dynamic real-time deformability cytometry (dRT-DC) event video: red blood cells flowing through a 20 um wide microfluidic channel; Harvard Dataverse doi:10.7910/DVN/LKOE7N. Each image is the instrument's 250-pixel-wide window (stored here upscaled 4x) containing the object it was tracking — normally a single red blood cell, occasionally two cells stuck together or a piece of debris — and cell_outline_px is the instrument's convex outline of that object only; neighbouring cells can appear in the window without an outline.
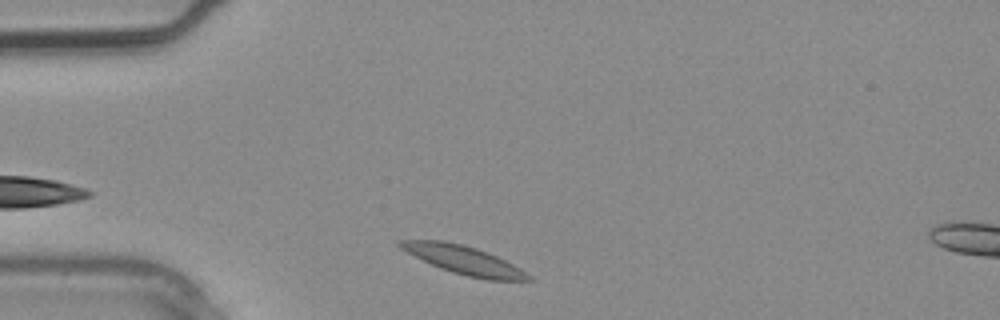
{"species": "common noctule bat (a hibernating species)", "species_latin": "Nyctalus noctula", "temperature_condition": "warm", "stored_images_in_passage": 1, "camera_frame_rate_fps": 3000, "um_per_image_px": 0.085, "animal": {"sex": "male", "body_mass_g": 20.4}, "frame": {"image": 1, "passage_image": 1, "time_ms": 0.0, "image_size_px": [1000, 320], "cell_outline_px": [[532, 280], [488, 280], [468, 276], [452, 272], [440, 268], [400, 248], [396, 244], [396, 240], [444, 240], [476, 248], [496, 256], [512, 264], [532, 276]], "centroid_in_image_um": [39.4, 22.09], "position_along_channel_um": 45.6, "area_um2": 20.81}}